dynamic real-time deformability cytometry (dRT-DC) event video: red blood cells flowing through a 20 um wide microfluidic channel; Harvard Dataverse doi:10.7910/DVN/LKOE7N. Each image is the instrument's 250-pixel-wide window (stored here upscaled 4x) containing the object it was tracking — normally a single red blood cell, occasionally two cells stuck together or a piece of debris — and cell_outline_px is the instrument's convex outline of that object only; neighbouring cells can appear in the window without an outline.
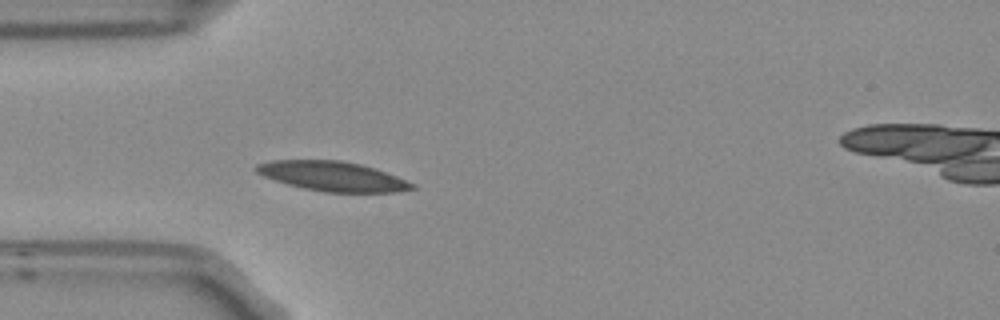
{"species": "Egyptian fruit bat (a non-hibernating species)", "species_latin": "Rousettus aegyptiacus", "temperature_condition": "room temperature", "stored_images_in_passage": 5, "camera_frame_rate_fps": 3000, "um_per_image_px": 0.085, "frame": {"image": 1, "passage_image": 4, "time_ms": 1.0, "image_size_px": [1000, 320], "cell_outline_px": [[416, 188], [396, 192], [324, 192], [304, 188], [288, 184], [264, 176], [256, 172], [252, 168], [256, 164], [268, 160], [340, 160], [360, 164], [396, 176], [416, 184]], "centroid_in_image_um": [28.23, 14.98], "position_along_channel_um": 56.8, "area_um2": 26.76}}